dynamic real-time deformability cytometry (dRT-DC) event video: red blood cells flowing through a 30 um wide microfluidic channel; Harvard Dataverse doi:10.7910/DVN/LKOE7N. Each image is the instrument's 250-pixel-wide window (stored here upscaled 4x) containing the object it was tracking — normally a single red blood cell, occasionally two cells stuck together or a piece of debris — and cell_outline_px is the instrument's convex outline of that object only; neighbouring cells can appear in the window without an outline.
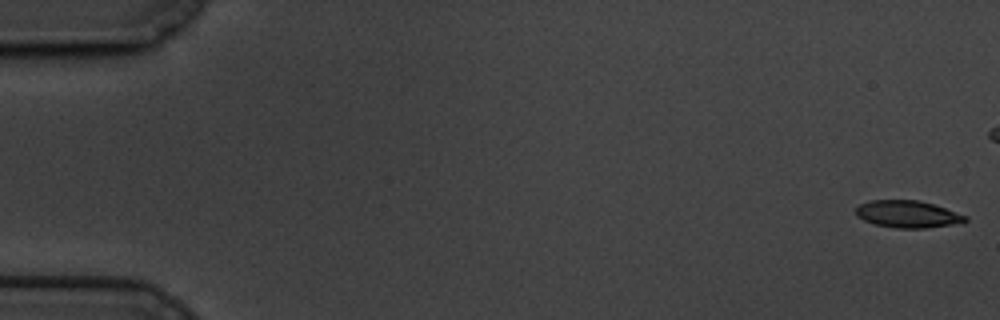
{"species": "common noctule bat (a hibernating species)", "species_latin": "Nyctalus noctula", "temperature_condition": "cold", "stored_images_in_passage": 50, "camera_frame_rate_fps": 3000, "um_per_image_px": 0.085, "animal": {"sex": "male", "body_mass_g": 19.5, "forearm_length_mm": 54.6}, "frame": {"image": 1, "passage_image": 1, "time_ms": 0.0, "image_size_px": [1000, 320], "cell_outline_px": [[968, 220], [964, 224], [928, 228], [896, 228], [876, 224], [864, 220], [856, 216], [856, 208], [860, 204], [868, 200], [920, 200], [968, 216]], "centroid_in_image_um": [77.2, 18.21], "position_along_channel_um": 7.8, "area_um2": 17.51}}
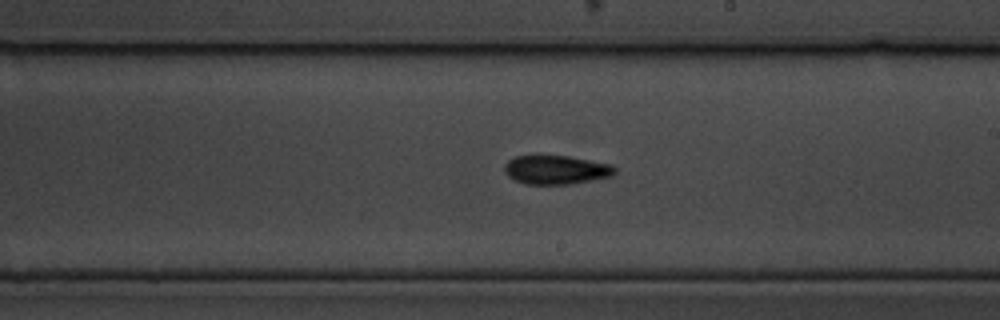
{"frame": {"image": 2, "passage_image": 35, "time_ms": 11.333, "image_size_px": [1000, 320], "cell_outline_px": [[616, 172], [612, 176], [572, 184], [524, 184], [512, 180], [504, 172], [504, 164], [508, 160], [516, 156], [568, 156], [612, 164], [616, 168]], "centroid_in_image_um": [47.25, 14.44], "position_along_channel_um": 241.7, "area_um2": 18.73}}
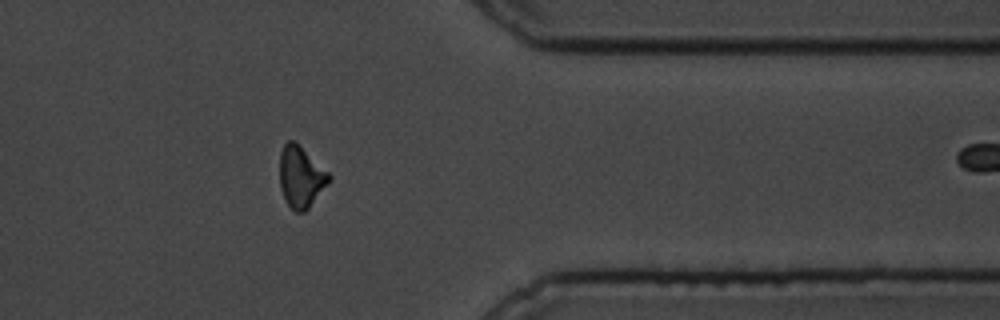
{"frame": {"image": 3, "passage_image": 49, "time_ms": 16.0, "image_size_px": [1000, 320], "cell_outline_px": [[332, 180], [308, 208], [304, 212], [296, 212], [288, 204], [280, 188], [280, 152], [284, 144], [288, 140], [296, 140], [332, 176]], "centroid_in_image_um": [25.59, 15.0], "position_along_channel_um": 385.8, "area_um2": 17.74}}